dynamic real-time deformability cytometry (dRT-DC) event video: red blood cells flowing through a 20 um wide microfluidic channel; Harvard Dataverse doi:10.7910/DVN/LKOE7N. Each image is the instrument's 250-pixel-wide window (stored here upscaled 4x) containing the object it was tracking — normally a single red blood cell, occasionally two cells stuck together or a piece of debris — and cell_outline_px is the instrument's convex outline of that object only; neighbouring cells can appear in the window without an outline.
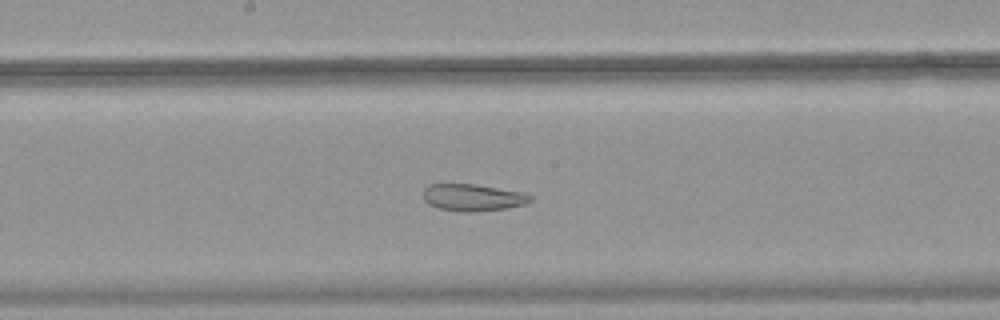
{"species": "common noctule bat (a hibernating species)", "species_latin": "Nyctalus noctula", "temperature_condition": "warm", "stored_images_in_passage": 51, "camera_frame_rate_fps": 3000, "um_per_image_px": 0.085, "animal": {"sex": "female", "body_mass_g": 18.4}, "frame": {"image": 1, "passage_image": 28, "time_ms": 9.0, "image_size_px": [1000, 320], "cell_outline_px": [[532, 200], [524, 204], [504, 208], [468, 212], [464, 212], [436, 208], [428, 204], [424, 200], [424, 188], [428, 184], [472, 184], [524, 192], [532, 196]], "centroid_in_image_um": [40.16, 16.78], "position_along_channel_um": 208.0, "area_um2": 16.7}}
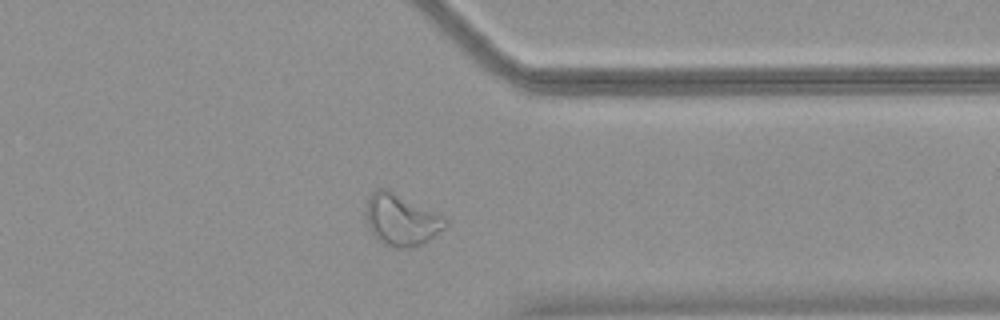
{"frame": {"image": 2, "passage_image": 41, "time_ms": 13.333, "image_size_px": [1000, 320], "cell_outline_px": [[448, 224], [444, 228], [428, 240], [420, 244], [408, 248], [400, 248], [388, 244], [380, 240], [372, 232], [364, 220], [364, 212], [368, 200], [372, 192], [380, 188], [388, 188], [444, 216], [448, 220]], "centroid_in_image_um": [34.1, 18.65], "position_along_channel_um": 377.3, "area_um2": 23.76}}
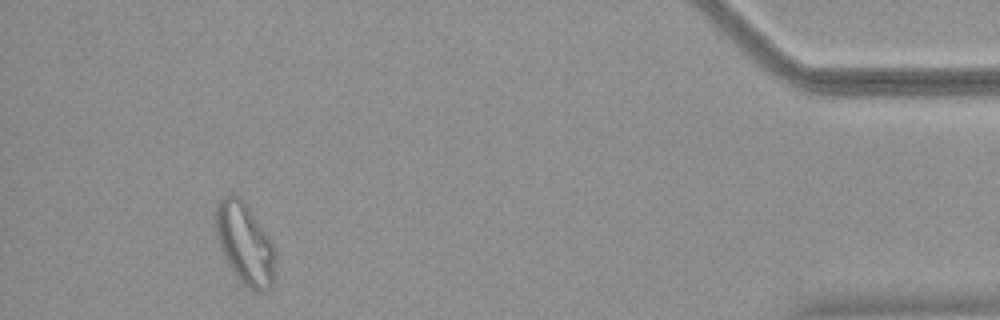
{"frame": {"image": 3, "passage_image": 48, "time_ms": 15.667, "image_size_px": [1000, 320], "cell_outline_px": [[276, 252], [272, 284], [268, 288], [260, 292], [252, 292], [232, 272], [228, 264], [216, 236], [216, 204], [228, 192], [240, 196], [244, 200], [268, 236]], "centroid_in_image_um": [20.8, 20.69], "position_along_channel_um": 414.4, "area_um2": 28.21}}